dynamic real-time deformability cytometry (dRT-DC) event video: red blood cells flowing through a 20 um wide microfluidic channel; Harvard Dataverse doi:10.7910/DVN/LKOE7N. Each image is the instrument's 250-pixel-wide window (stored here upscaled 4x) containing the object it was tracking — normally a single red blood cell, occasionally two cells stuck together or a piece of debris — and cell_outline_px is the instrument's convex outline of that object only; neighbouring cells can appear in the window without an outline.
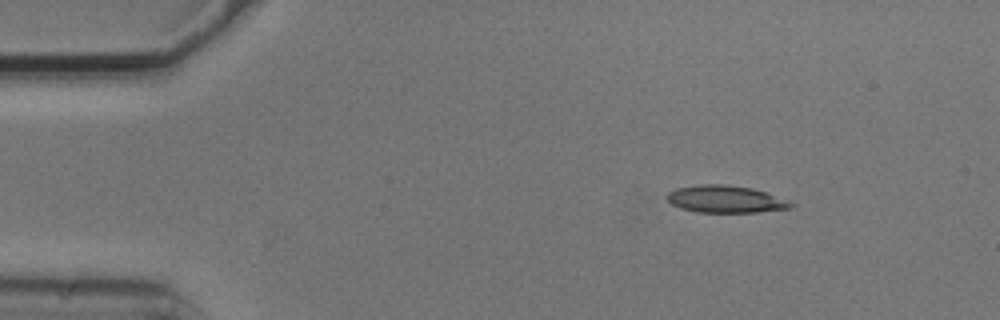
{"species": "common noctule bat (a hibernating species)", "species_latin": "Nyctalus noctula", "temperature_condition": "cold", "stored_images_in_passage": 3, "camera_frame_rate_fps": 3000, "um_per_image_px": 0.085, "animal": {"sex": "male", "body_mass_g": 20.5, "forearm_length_mm": 52.5}, "frame": {"image": 1, "passage_image": 1, "time_ms": 0.0, "image_size_px": [1000, 320], "cell_outline_px": [[796, 204], [792, 208], [756, 212], [696, 212], [680, 208], [672, 204], [664, 196], [668, 192], [676, 188], [700, 184], [724, 184], [752, 188], [788, 200]], "centroid_in_image_um": [61.65, 16.93], "position_along_channel_um": 23.4, "area_um2": 19.71}}